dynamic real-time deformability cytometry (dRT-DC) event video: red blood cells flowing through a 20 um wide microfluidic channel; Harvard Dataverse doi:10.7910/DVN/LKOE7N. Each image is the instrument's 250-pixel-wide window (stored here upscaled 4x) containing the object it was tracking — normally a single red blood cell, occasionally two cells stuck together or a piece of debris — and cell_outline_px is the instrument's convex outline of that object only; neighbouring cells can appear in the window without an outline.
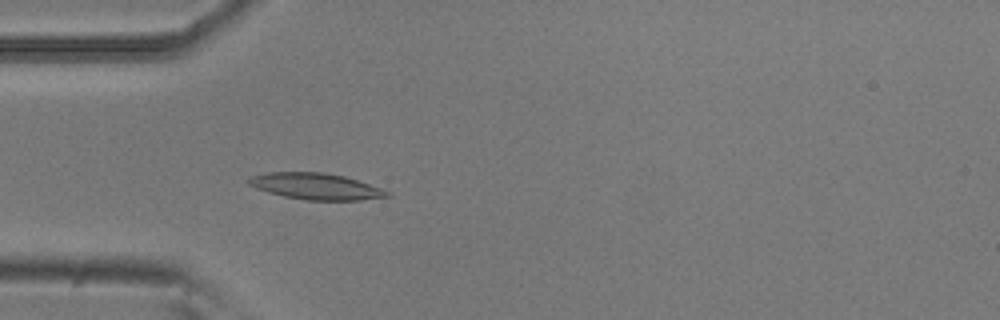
{"species": "common noctule bat (a hibernating species)", "species_latin": "Nyctalus noctula", "temperature_condition": "room temperature", "stored_images_in_passage": 33, "camera_frame_rate_fps": 3000, "um_per_image_px": 0.085, "animal": {"sex": "male", "body_mass_g": 20.5, "forearm_length_mm": 52.5}, "frame": {"image": 1, "passage_image": 9, "time_ms": 2.667, "image_size_px": [1000, 320], "cell_outline_px": [[392, 196], [360, 200], [304, 200], [284, 196], [268, 192], [256, 188], [248, 184], [244, 180], [248, 176], [268, 172], [324, 172], [344, 176], [392, 192]], "centroid_in_image_um": [26.8, 15.83], "position_along_channel_um": 58.2, "area_um2": 21.39}}
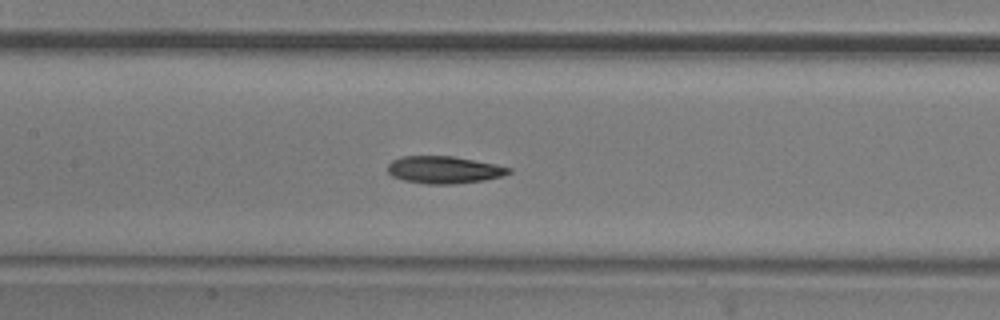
{"frame": {"image": 2, "passage_image": 18, "time_ms": 5.667, "image_size_px": [1000, 320], "cell_outline_px": [[512, 172], [504, 176], [484, 180], [452, 184], [428, 184], [404, 180], [392, 176], [388, 172], [388, 164], [392, 160], [400, 156], [452, 156], [496, 164], [512, 168]], "centroid_in_image_um": [37.76, 14.43], "position_along_channel_um": 169.6, "area_um2": 19.31}}
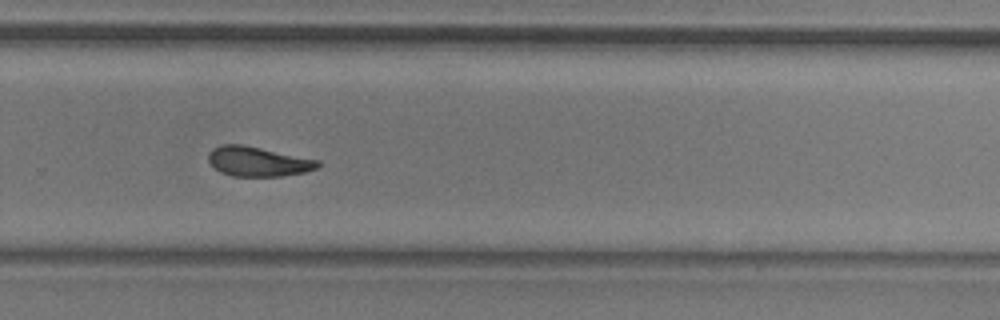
{"frame": {"image": 3, "passage_image": 29, "time_ms": 9.333, "image_size_px": [1000, 320], "cell_outline_px": [[320, 164], [316, 168], [304, 172], [280, 176], [232, 176], [220, 172], [208, 160], [208, 152], [212, 148], [220, 144], [240, 144], [320, 160]], "centroid_in_image_um": [21.9, 13.72], "position_along_channel_um": 307.9, "area_um2": 18.79}}